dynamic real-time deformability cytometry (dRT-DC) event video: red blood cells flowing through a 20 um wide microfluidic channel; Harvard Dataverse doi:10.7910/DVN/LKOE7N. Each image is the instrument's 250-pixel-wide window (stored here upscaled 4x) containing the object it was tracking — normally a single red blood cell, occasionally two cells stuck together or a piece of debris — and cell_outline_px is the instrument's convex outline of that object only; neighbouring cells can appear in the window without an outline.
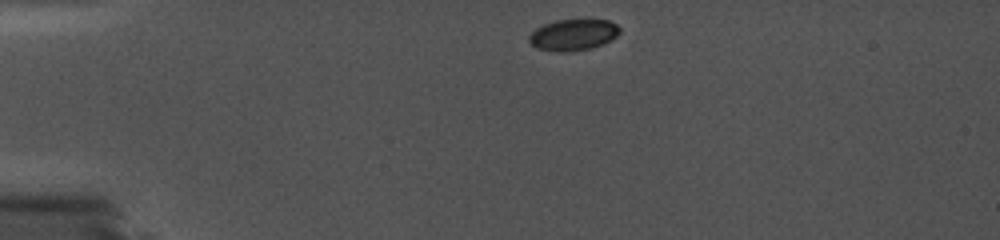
{"species": "common noctule bat (a hibernating species)", "species_latin": "Nyctalus noctula", "temperature_condition": "cold", "stored_images_in_passage": 13, "camera_frame_rate_fps": 5000, "um_per_image_px": 0.085, "animal": {"sex": "female", "body_mass_g": 19.0, "forearm_length_mm": 56.7}, "frame": {"image": 1, "passage_image": 1, "time_ms": 0.0, "image_size_px": [1000, 240], "cell_outline_px": [[620, 32], [612, 40], [604, 44], [592, 48], [564, 52], [560, 52], [536, 48], [528, 40], [528, 36], [536, 28], [544, 24], [556, 20], [608, 20], [616, 24], [620, 28]], "centroid_in_image_um": [48.73, 2.96], "position_along_channel_um": 36.3, "area_um2": 16.53}}